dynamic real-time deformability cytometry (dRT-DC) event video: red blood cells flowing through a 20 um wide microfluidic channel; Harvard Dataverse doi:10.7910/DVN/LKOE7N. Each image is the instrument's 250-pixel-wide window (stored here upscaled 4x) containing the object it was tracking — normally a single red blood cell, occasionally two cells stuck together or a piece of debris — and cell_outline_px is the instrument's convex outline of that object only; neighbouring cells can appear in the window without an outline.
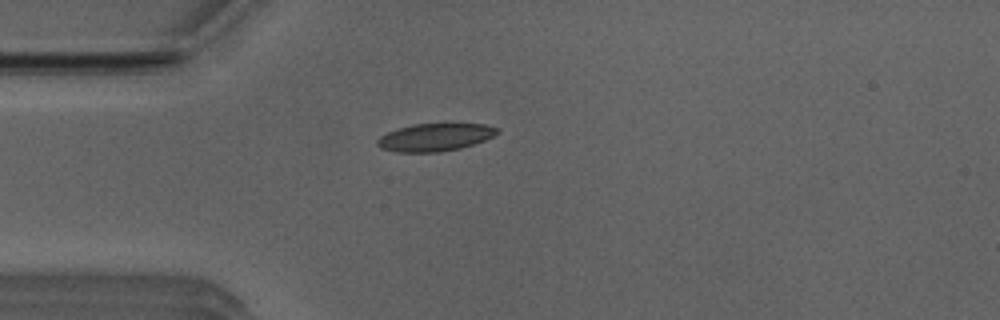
{"species": "Egyptian fruit bat (a non-hibernating species)", "species_latin": "Rousettus aegyptiacus", "temperature_condition": "room temperature", "stored_images_in_passage": 33, "camera_frame_rate_fps": 3000, "um_per_image_px": 0.085, "animal": {"sex": "male"}, "frame": {"image": 1, "passage_image": 2, "time_ms": 0.333, "image_size_px": [1000, 320], "cell_outline_px": [[500, 132], [484, 140], [460, 148], [440, 152], [396, 152], [380, 148], [376, 144], [376, 140], [380, 136], [396, 128], [412, 124], [484, 124], [496, 128]], "centroid_in_image_um": [36.91, 11.67], "position_along_channel_um": 48.1, "area_um2": 19.25}}
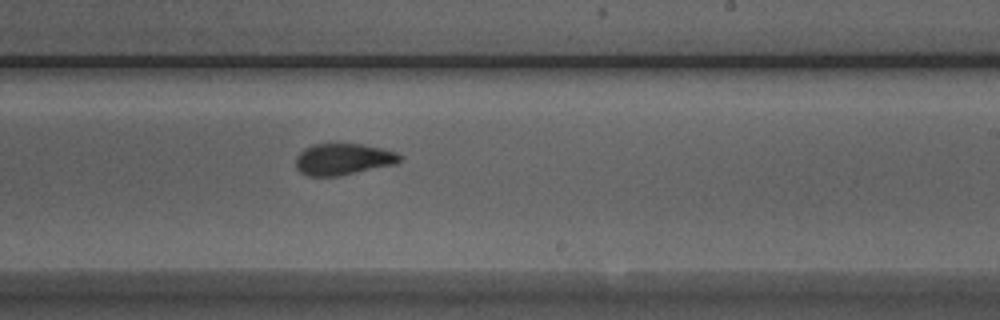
{"frame": {"image": 2, "passage_image": 19, "time_ms": 6.0, "image_size_px": [1000, 320], "cell_outline_px": [[400, 160], [396, 164], [340, 176], [308, 176], [300, 172], [296, 168], [296, 156], [304, 148], [312, 144], [360, 144], [380, 148], [396, 152], [400, 156]], "centroid_in_image_um": [29.13, 13.54], "position_along_channel_um": 259.9, "area_um2": 19.07}}
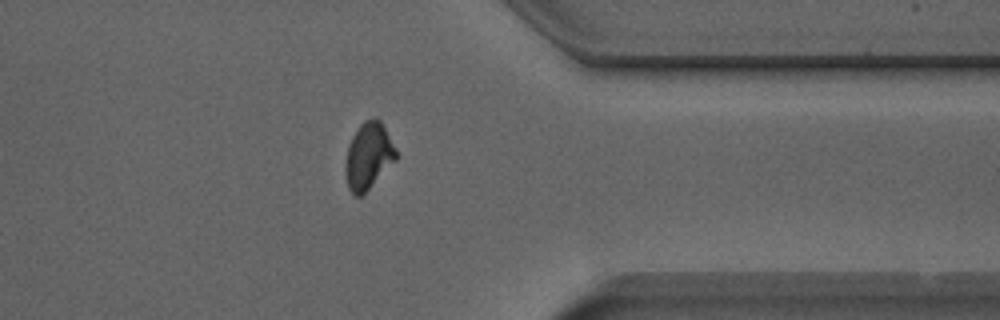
{"frame": {"image": 3, "passage_image": 29, "time_ms": 9.333, "image_size_px": [1000, 320], "cell_outline_px": [[396, 160], [360, 196], [356, 196], [348, 188], [344, 168], [348, 144], [352, 136], [360, 124], [364, 120], [380, 120], [396, 148]], "centroid_in_image_um": [31.29, 13.25], "position_along_channel_um": 380.1, "area_um2": 19.25}, "authors_computed_cell_mechanics": {"area_um2": 19.5364, "velocity_mm_per_s": 3.9412, "shape_relaxation_time_tau1_ms": 2.7655, "shape_relaxation_time_tau2_ms": 1.5861, "deformation_change_tau1": 0.1483, "deformation_change_tau2": 0.0783}}